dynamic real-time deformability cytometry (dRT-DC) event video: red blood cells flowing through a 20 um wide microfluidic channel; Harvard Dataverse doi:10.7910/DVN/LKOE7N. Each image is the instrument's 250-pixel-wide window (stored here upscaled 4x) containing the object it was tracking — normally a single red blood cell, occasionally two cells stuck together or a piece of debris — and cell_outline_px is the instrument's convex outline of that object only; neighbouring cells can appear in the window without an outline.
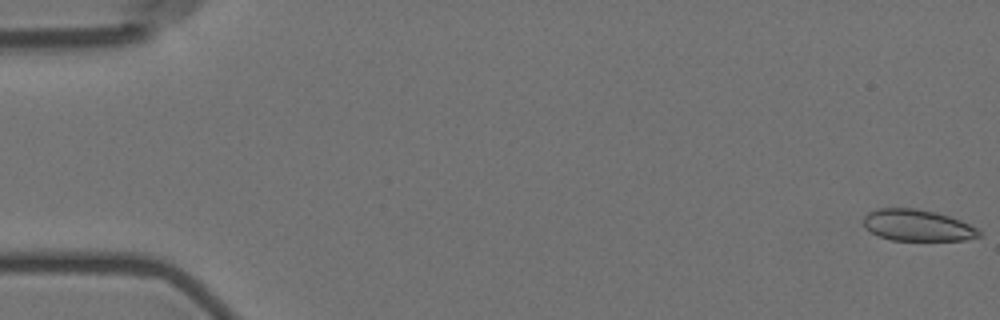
{"species": "Egyptian fruit bat (a non-hibernating species)", "species_latin": "Rousettus aegyptiacus", "temperature_condition": "room temperature", "stored_images_in_passage": 9, "camera_frame_rate_fps": 3000, "um_per_image_px": 0.085, "animal": {"sex": "female"}, "frame": {"image": 1, "passage_image": 1, "time_ms": 0.0, "image_size_px": [1000, 320], "cell_outline_px": [[980, 236], [964, 240], [892, 240], [880, 236], [864, 228], [864, 216], [868, 212], [876, 208], [916, 208], [936, 212], [960, 220], [976, 228], [980, 232]], "centroid_in_image_um": [77.94, 19.14], "position_along_channel_um": 7.1, "area_um2": 21.04}}
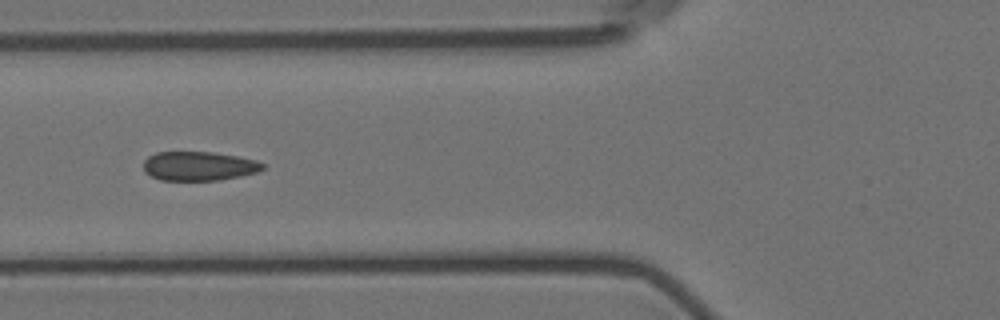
{"frame": {"image": 2, "passage_image": 7, "time_ms": 7.0, "image_size_px": [1000, 320], "cell_outline_px": [[264, 168], [256, 172], [240, 176], [220, 180], [160, 180], [144, 172], [144, 160], [148, 156], [156, 152], [212, 152], [236, 156], [256, 160], [264, 164]], "centroid_in_image_um": [16.88, 14.11], "position_along_channel_um": 108.9, "area_um2": 20.17}}
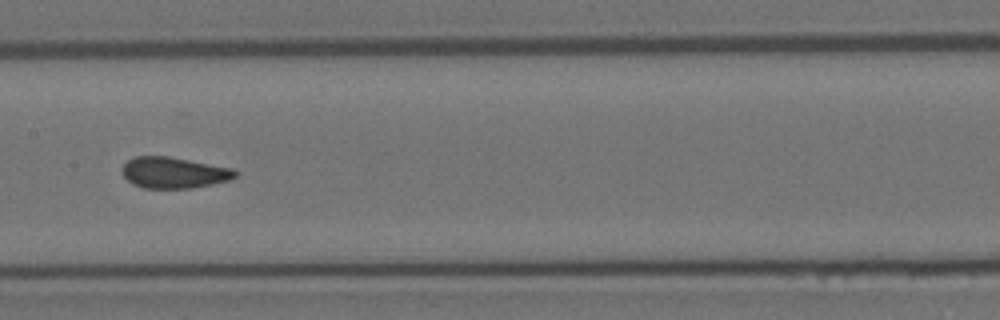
{"frame": {"image": 3, "passage_image": 9, "time_ms": 9.333, "image_size_px": [1000, 320], "cell_outline_px": [[240, 172], [236, 176], [228, 180], [212, 184], [188, 188], [144, 188], [132, 184], [124, 176], [120, 168], [128, 160], [136, 156], [168, 156], [232, 168]], "centroid_in_image_um": [14.76, 14.67], "position_along_channel_um": 192.6, "area_um2": 20.46}}